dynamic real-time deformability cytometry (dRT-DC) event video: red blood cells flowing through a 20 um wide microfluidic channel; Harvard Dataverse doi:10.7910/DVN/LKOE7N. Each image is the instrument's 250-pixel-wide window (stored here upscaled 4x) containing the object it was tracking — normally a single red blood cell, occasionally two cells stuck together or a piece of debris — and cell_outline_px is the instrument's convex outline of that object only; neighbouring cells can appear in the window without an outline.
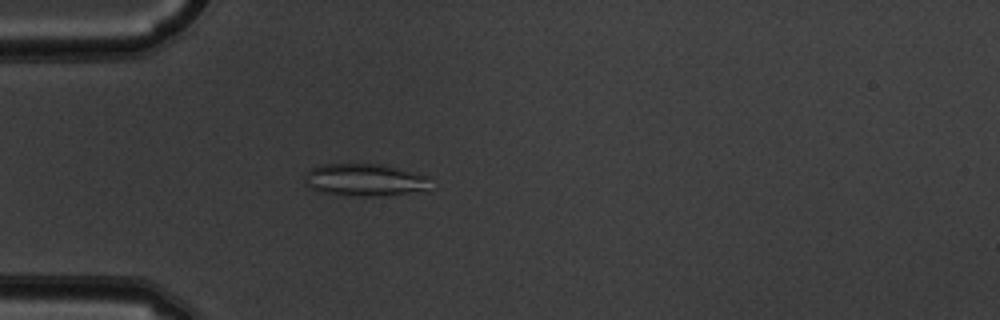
{"species": "common noctule bat (a hibernating species)", "species_latin": "Nyctalus noctula", "temperature_condition": "warm", "stored_images_in_passage": 41, "camera_frame_rate_fps": 3000, "um_per_image_px": 0.085, "animal": {"sex": "male", "body_mass_g": 19.5, "forearm_length_mm": 54.6}, "frame": {"image": 1, "passage_image": 3, "time_ms": 0.667, "image_size_px": [1000, 320], "cell_outline_px": [[428, 192], [380, 196], [360, 196], [320, 192], [312, 188], [304, 180], [304, 172], [320, 164], [384, 164], [428, 176]], "centroid_in_image_um": [31.04, 15.3], "position_along_channel_um": 54.0, "area_um2": 23.99}}
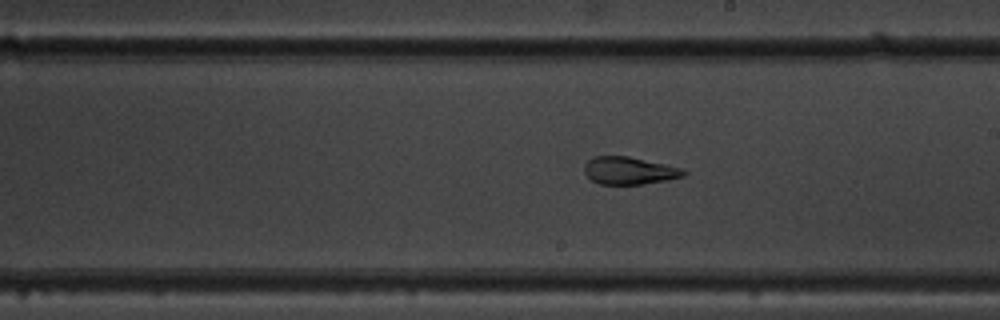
{"frame": {"image": 2, "passage_image": 18, "time_ms": 5.667, "image_size_px": [1000, 320], "cell_outline_px": [[688, 172], [684, 176], [668, 180], [640, 184], [600, 184], [592, 180], [584, 172], [584, 164], [592, 156], [628, 156], [668, 164], [684, 168]], "centroid_in_image_um": [53.52, 14.49], "position_along_channel_um": 235.5, "area_um2": 16.13}}
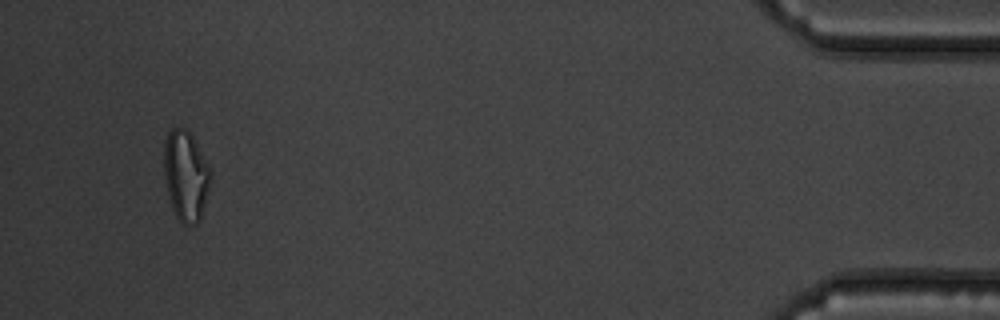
{"frame": {"image": 3, "passage_image": 38, "time_ms": 12.333, "image_size_px": [1000, 320], "cell_outline_px": [[212, 172], [200, 220], [196, 224], [180, 224], [172, 208], [168, 196], [164, 180], [164, 144], [168, 132], [172, 128], [184, 128], [192, 136]], "centroid_in_image_um": [15.76, 14.95], "position_along_channel_um": 419.4, "area_um2": 24.33}, "authors_computed_cell_mechanics": {"area_um2": 17.629, "velocity_mm_per_s": 3.8158, "shape_relaxation_time_tau1_ms": null, "shape_relaxation_time_tau2_ms": 1.4623, "deformation_change_tau1": null, "deformation_change_tau2": 0.0919}}